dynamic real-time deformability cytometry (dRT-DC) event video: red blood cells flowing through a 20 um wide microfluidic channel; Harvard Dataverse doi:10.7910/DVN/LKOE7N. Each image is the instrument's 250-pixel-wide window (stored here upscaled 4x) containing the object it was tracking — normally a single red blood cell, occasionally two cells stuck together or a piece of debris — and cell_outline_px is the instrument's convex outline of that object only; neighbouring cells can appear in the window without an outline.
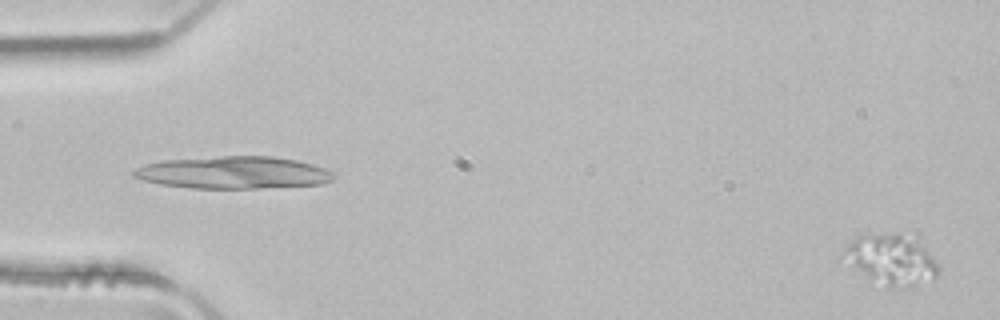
{"species": "common noctule bat (a hibernating species)", "species_latin": "Nyctalus noctula", "temperature_condition": "room temperature", "stored_images_in_passage": 51, "segment_of_instrument_passage": [1, 2], "camera_frame_rate_fps": 3000, "um_per_image_px": 0.085, "animal": {"sex": "male", "body_mass_g": 21.5, "forearm_length_mm": 52.0}, "frame": {"image": 1, "passage_image": 1, "time_ms": 0.0, "image_size_px": [1000, 320], "cell_outline_px": [[940, 272], [936, 276], [912, 288], [888, 288], [868, 284], [844, 256], [844, 248], [856, 236], [876, 232], [920, 232], [940, 264]], "centroid_in_image_um": [75.88, 22.02], "position_along_channel_um": 9.1, "area_um2": 30.52}}
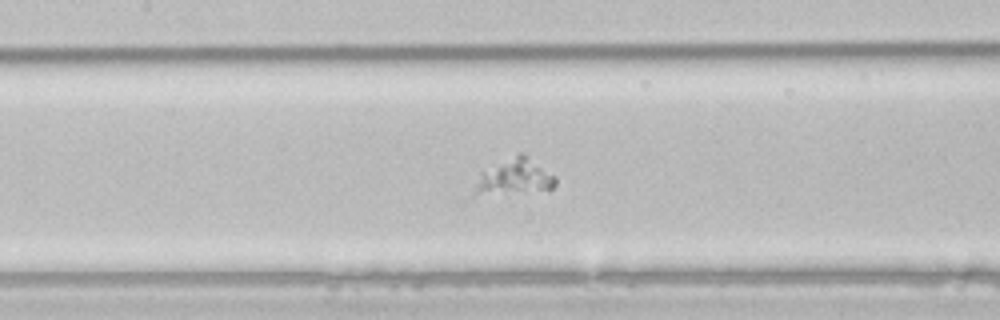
{"frame": {"image": 2, "passage_image": 23, "time_ms": 7.333, "image_size_px": [1000, 320], "cell_outline_px": [[556, 184], [548, 192], [472, 196], [468, 196], [480, 172], [520, 152], [524, 152], [556, 176]], "centroid_in_image_um": [43.7, 15.11], "position_along_channel_um": 163.7, "area_um2": 17.98}}
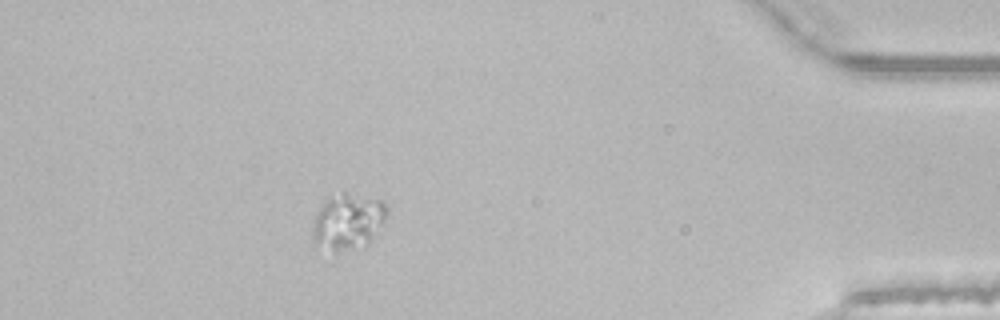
{"frame": {"image": 3, "passage_image": 45, "time_ms": 14.667, "image_size_px": [1000, 320], "cell_outline_px": [[388, 212], [384, 220], [368, 244], [336, 252], [312, 244], [312, 228], [316, 216], [320, 208], [328, 196], [344, 192], [380, 200], [388, 208]], "centroid_in_image_um": [29.53, 18.83], "position_along_channel_um": 405.7, "area_um2": 23.99}}